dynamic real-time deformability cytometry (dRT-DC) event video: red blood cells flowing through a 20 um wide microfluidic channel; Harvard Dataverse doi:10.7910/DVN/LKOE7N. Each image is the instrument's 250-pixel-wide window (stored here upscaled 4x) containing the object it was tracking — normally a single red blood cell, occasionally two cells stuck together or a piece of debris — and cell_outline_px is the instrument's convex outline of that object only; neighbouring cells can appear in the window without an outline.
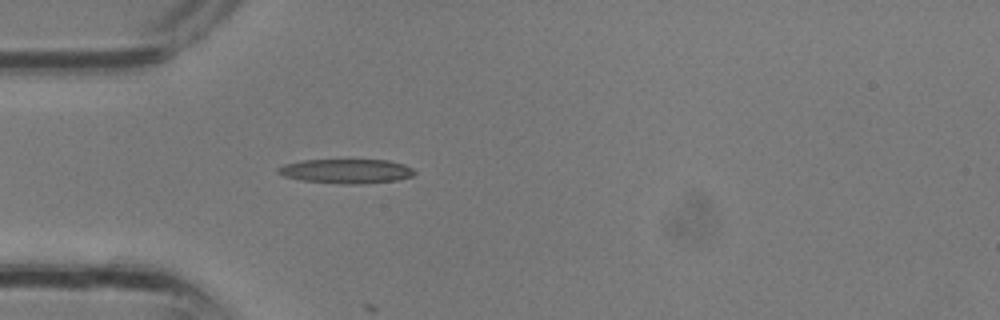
{"species": "common noctule bat (a hibernating species)", "species_latin": "Nyctalus noctula", "temperature_condition": "room temperature", "stored_images_in_passage": 3, "camera_frame_rate_fps": 3000, "um_per_image_px": 0.085, "animal": {"sex": "male", "body_mass_g": 13.3}, "frame": {"image": 1, "passage_image": 3, "time_ms": 0.667, "image_size_px": [1000, 320], "cell_outline_px": [[416, 172], [412, 176], [396, 180], [360, 184], [340, 184], [300, 180], [284, 176], [276, 172], [276, 168], [284, 164], [304, 160], [388, 160], [404, 164], [412, 168]], "centroid_in_image_um": [29.41, 14.55], "position_along_channel_um": 55.6, "area_um2": 19.42}}